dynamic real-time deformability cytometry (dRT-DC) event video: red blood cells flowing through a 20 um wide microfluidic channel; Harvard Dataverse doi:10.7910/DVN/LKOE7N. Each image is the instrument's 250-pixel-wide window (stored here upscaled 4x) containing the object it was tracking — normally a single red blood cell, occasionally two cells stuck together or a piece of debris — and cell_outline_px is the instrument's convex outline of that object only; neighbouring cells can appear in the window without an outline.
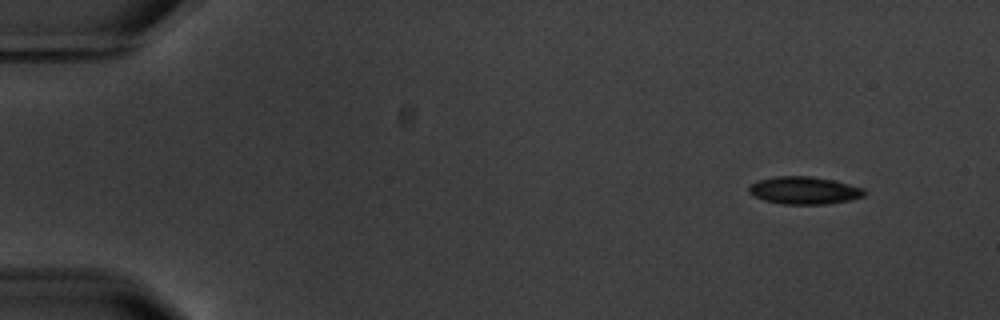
{"species": "common noctule bat (a hibernating species)", "species_latin": "Nyctalus noctula", "temperature_condition": "warm", "stored_images_in_passage": 6, "camera_frame_rate_fps": 3000, "um_per_image_px": 0.085, "animal": {"sex": "male", "body_mass_g": 20.1, "forearm_length_mm": 53.5}, "frame": {"image": 1, "passage_image": 1, "time_ms": 0.0, "image_size_px": [1000, 320], "cell_outline_px": [[868, 192], [864, 196], [852, 200], [828, 204], [780, 204], [764, 200], [748, 192], [748, 188], [756, 180], [776, 176], [812, 176], [832, 180], [864, 188]], "centroid_in_image_um": [68.38, 16.19], "position_along_channel_um": 16.6, "area_um2": 18.67}}
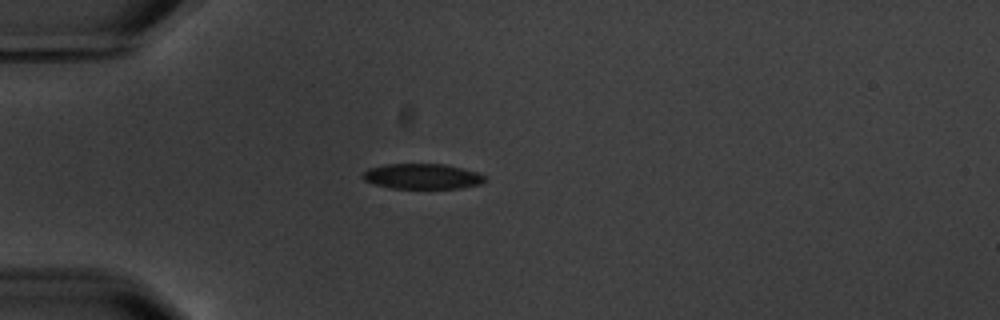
{"frame": {"image": 2, "passage_image": 4, "time_ms": 3.667, "image_size_px": [1000, 320], "cell_outline_px": [[488, 180], [480, 184], [460, 188], [388, 188], [364, 180], [360, 176], [368, 168], [384, 164], [444, 164], [476, 172], [484, 176]], "centroid_in_image_um": [35.86, 14.99], "position_along_channel_um": 49.1, "area_um2": 17.98}}
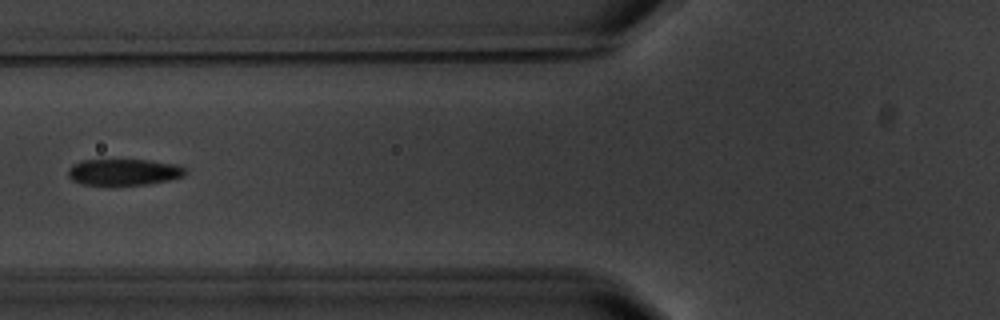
{"frame": {"image": 3, "passage_image": 6, "time_ms": 6.0, "image_size_px": [1000, 320], "cell_outline_px": [[188, 172], [184, 176], [168, 180], [148, 184], [108, 188], [80, 184], [72, 180], [68, 176], [68, 168], [72, 164], [80, 160], [148, 160], [176, 164], [184, 168]], "centroid_in_image_um": [10.46, 14.67], "position_along_channel_um": 115.3, "area_um2": 18.9}}